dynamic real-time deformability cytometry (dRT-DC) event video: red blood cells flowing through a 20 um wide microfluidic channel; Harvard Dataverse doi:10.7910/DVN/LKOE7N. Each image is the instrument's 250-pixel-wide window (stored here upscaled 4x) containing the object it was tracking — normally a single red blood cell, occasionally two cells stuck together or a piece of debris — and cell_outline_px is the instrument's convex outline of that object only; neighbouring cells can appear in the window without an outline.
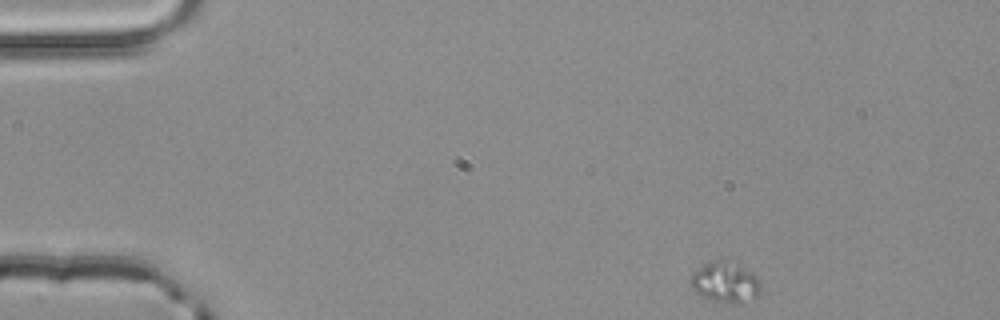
{"species": "common noctule bat (a hibernating species)", "species_latin": "Nyctalus noctula", "temperature_condition": "room temperature", "stored_images_in_passage": 3, "camera_frame_rate_fps": 3000, "um_per_image_px": 0.085, "animal": {"sex": "male", "body_mass_g": 20.4}, "frame": {"image": 1, "passage_image": 1, "time_ms": 0.0, "image_size_px": [1000, 320], "cell_outline_px": [[760, 296], [736, 304], [716, 300], [704, 296], [696, 292], [692, 288], [688, 280], [704, 264], [716, 260], [736, 260], [756, 276], [760, 280]], "centroid_in_image_um": [61.7, 23.96], "position_along_channel_um": 23.3, "area_um2": 16.59}}